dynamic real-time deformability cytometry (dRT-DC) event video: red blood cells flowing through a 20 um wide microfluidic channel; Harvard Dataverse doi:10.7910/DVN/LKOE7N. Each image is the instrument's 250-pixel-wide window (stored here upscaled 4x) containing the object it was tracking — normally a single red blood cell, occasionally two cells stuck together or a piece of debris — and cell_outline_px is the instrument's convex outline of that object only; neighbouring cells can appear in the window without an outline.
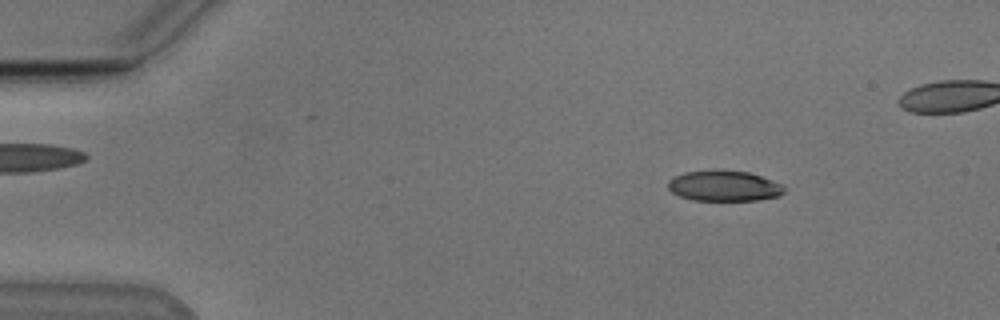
{"species": "Egyptian fruit bat (a non-hibernating species)", "species_latin": "Rousettus aegyptiacus", "temperature_condition": "cold", "stored_images_in_passage": 12, "camera_frame_rate_fps": 3000, "um_per_image_px": 0.085, "animal": {"sex": "male"}, "frame": {"image": 1, "passage_image": 7, "time_ms": 2.0, "image_size_px": [1000, 320], "cell_outline_px": [[784, 192], [780, 196], [756, 200], [692, 200], [680, 196], [672, 192], [668, 188], [668, 180], [672, 176], [684, 172], [716, 168], [748, 172], [760, 176], [780, 184], [784, 188]], "centroid_in_image_um": [61.48, 15.77], "position_along_channel_um": 23.5, "area_um2": 20.98}}